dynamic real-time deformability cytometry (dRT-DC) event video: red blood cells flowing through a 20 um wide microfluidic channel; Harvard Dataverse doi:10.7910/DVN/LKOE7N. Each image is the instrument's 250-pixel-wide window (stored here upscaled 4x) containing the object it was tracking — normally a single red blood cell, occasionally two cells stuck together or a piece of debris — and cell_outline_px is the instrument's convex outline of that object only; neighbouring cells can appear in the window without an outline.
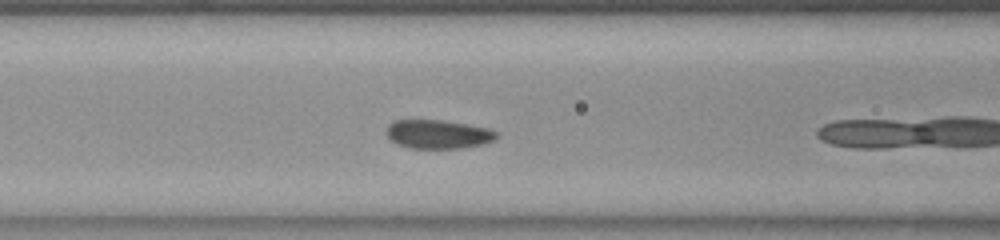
{"species": "common noctule bat (a hibernating species)", "species_latin": "Nyctalus noctula", "temperature_condition": "room temperature", "stored_images_in_passage": 6, "segment_of_instrument_passage": [2, 2], "camera_frame_rate_fps": 3000, "um_per_image_px": 0.085, "animal": {"sex": "female", "body_mass_g": 23.0, "forearm_length_mm": 53.4}, "frame": {"image": 1, "passage_image": 5, "time_ms": 1.333, "image_size_px": [1000, 240], "cell_outline_px": [[496, 136], [492, 140], [480, 144], [460, 148], [412, 148], [400, 144], [392, 140], [388, 136], [388, 124], [392, 120], [440, 120], [488, 128], [496, 132]], "centroid_in_image_um": [37.2, 11.4], "position_along_channel_um": 129.4, "area_um2": 17.92}}